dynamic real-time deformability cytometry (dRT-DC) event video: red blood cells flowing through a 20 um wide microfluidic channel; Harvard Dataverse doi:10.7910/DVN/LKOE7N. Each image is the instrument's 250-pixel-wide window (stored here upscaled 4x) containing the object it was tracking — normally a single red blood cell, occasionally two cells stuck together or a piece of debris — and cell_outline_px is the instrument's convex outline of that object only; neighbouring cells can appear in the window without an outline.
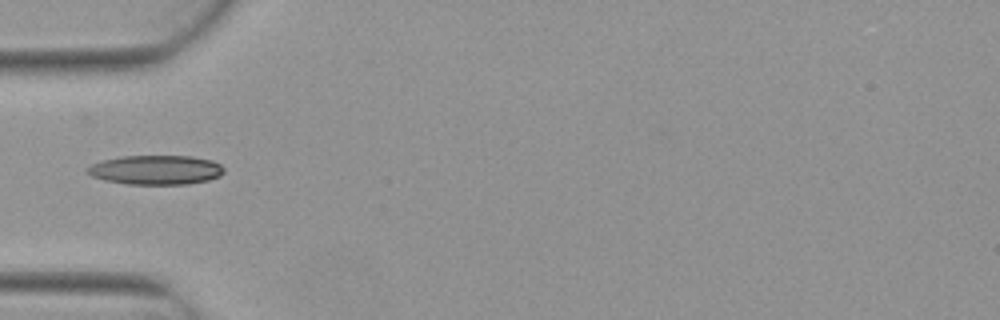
{"species": "Egyptian fruit bat (a non-hibernating species)", "species_latin": "Rousettus aegyptiacus", "temperature_condition": "warm", "stored_images_in_passage": 4, "camera_frame_rate_fps": 3000, "um_per_image_px": 0.085, "animal": {"sex": "female"}, "frame": {"image": 1, "passage_image": 4, "time_ms": 1.0, "image_size_px": [1000, 320], "cell_outline_px": [[224, 172], [220, 176], [208, 180], [188, 184], [128, 184], [104, 180], [92, 176], [84, 168], [92, 164], [104, 160], [120, 156], [192, 156], [212, 160], [220, 164], [224, 168]], "centroid_in_image_um": [13.26, 14.44], "position_along_channel_um": 71.7, "area_um2": 23.41}}